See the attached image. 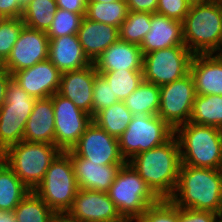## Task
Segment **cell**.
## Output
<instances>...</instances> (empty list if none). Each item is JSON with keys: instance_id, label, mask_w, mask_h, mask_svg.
<instances>
[{"instance_id": "cell-1", "label": "cell", "mask_w": 222, "mask_h": 222, "mask_svg": "<svg viewBox=\"0 0 222 222\" xmlns=\"http://www.w3.org/2000/svg\"><path fill=\"white\" fill-rule=\"evenodd\" d=\"M169 200L179 208L219 213L222 170L181 165L176 188Z\"/></svg>"}, {"instance_id": "cell-2", "label": "cell", "mask_w": 222, "mask_h": 222, "mask_svg": "<svg viewBox=\"0 0 222 222\" xmlns=\"http://www.w3.org/2000/svg\"><path fill=\"white\" fill-rule=\"evenodd\" d=\"M127 162L160 199L170 198L182 164L175 136L161 146L136 154Z\"/></svg>"}, {"instance_id": "cell-3", "label": "cell", "mask_w": 222, "mask_h": 222, "mask_svg": "<svg viewBox=\"0 0 222 222\" xmlns=\"http://www.w3.org/2000/svg\"><path fill=\"white\" fill-rule=\"evenodd\" d=\"M183 40L193 54L218 53L222 48V1L192 3L183 21Z\"/></svg>"}, {"instance_id": "cell-4", "label": "cell", "mask_w": 222, "mask_h": 222, "mask_svg": "<svg viewBox=\"0 0 222 222\" xmlns=\"http://www.w3.org/2000/svg\"><path fill=\"white\" fill-rule=\"evenodd\" d=\"M181 165L201 168L222 169V141L215 126L188 122L174 129Z\"/></svg>"}, {"instance_id": "cell-5", "label": "cell", "mask_w": 222, "mask_h": 222, "mask_svg": "<svg viewBox=\"0 0 222 222\" xmlns=\"http://www.w3.org/2000/svg\"><path fill=\"white\" fill-rule=\"evenodd\" d=\"M79 190L71 157L61 151L51 162L42 182L33 190L56 215H65Z\"/></svg>"}, {"instance_id": "cell-6", "label": "cell", "mask_w": 222, "mask_h": 222, "mask_svg": "<svg viewBox=\"0 0 222 222\" xmlns=\"http://www.w3.org/2000/svg\"><path fill=\"white\" fill-rule=\"evenodd\" d=\"M60 152L52 144L22 140L4 151V161L33 191L42 182L51 162Z\"/></svg>"}, {"instance_id": "cell-7", "label": "cell", "mask_w": 222, "mask_h": 222, "mask_svg": "<svg viewBox=\"0 0 222 222\" xmlns=\"http://www.w3.org/2000/svg\"><path fill=\"white\" fill-rule=\"evenodd\" d=\"M107 193L126 222H132L160 200L128 162L122 165Z\"/></svg>"}, {"instance_id": "cell-8", "label": "cell", "mask_w": 222, "mask_h": 222, "mask_svg": "<svg viewBox=\"0 0 222 222\" xmlns=\"http://www.w3.org/2000/svg\"><path fill=\"white\" fill-rule=\"evenodd\" d=\"M173 136L174 129L158 115H133L118 143L127 162L136 154L161 146Z\"/></svg>"}, {"instance_id": "cell-9", "label": "cell", "mask_w": 222, "mask_h": 222, "mask_svg": "<svg viewBox=\"0 0 222 222\" xmlns=\"http://www.w3.org/2000/svg\"><path fill=\"white\" fill-rule=\"evenodd\" d=\"M35 101L36 98L28 94L15 80L9 82L5 103L0 109V146L4 151L23 140Z\"/></svg>"}, {"instance_id": "cell-10", "label": "cell", "mask_w": 222, "mask_h": 222, "mask_svg": "<svg viewBox=\"0 0 222 222\" xmlns=\"http://www.w3.org/2000/svg\"><path fill=\"white\" fill-rule=\"evenodd\" d=\"M194 54L185 46L177 45L144 54L143 80L162 86L190 73Z\"/></svg>"}, {"instance_id": "cell-11", "label": "cell", "mask_w": 222, "mask_h": 222, "mask_svg": "<svg viewBox=\"0 0 222 222\" xmlns=\"http://www.w3.org/2000/svg\"><path fill=\"white\" fill-rule=\"evenodd\" d=\"M196 96L194 81L189 73L179 80L160 86L158 116L173 129L189 122Z\"/></svg>"}, {"instance_id": "cell-12", "label": "cell", "mask_w": 222, "mask_h": 222, "mask_svg": "<svg viewBox=\"0 0 222 222\" xmlns=\"http://www.w3.org/2000/svg\"><path fill=\"white\" fill-rule=\"evenodd\" d=\"M55 141L61 151L70 150L81 138L92 116L78 108L71 100L55 93L53 95Z\"/></svg>"}, {"instance_id": "cell-13", "label": "cell", "mask_w": 222, "mask_h": 222, "mask_svg": "<svg viewBox=\"0 0 222 222\" xmlns=\"http://www.w3.org/2000/svg\"><path fill=\"white\" fill-rule=\"evenodd\" d=\"M79 157L99 165L125 164L118 139L108 134L92 121L79 141L71 148Z\"/></svg>"}, {"instance_id": "cell-14", "label": "cell", "mask_w": 222, "mask_h": 222, "mask_svg": "<svg viewBox=\"0 0 222 222\" xmlns=\"http://www.w3.org/2000/svg\"><path fill=\"white\" fill-rule=\"evenodd\" d=\"M66 215L78 222H126L107 192L79 189Z\"/></svg>"}, {"instance_id": "cell-15", "label": "cell", "mask_w": 222, "mask_h": 222, "mask_svg": "<svg viewBox=\"0 0 222 222\" xmlns=\"http://www.w3.org/2000/svg\"><path fill=\"white\" fill-rule=\"evenodd\" d=\"M49 57V38L44 31L24 26L4 67L13 75L15 72L34 66Z\"/></svg>"}, {"instance_id": "cell-16", "label": "cell", "mask_w": 222, "mask_h": 222, "mask_svg": "<svg viewBox=\"0 0 222 222\" xmlns=\"http://www.w3.org/2000/svg\"><path fill=\"white\" fill-rule=\"evenodd\" d=\"M12 78L28 94L40 99L51 97L58 92L61 72L47 59L32 67L15 72Z\"/></svg>"}, {"instance_id": "cell-17", "label": "cell", "mask_w": 222, "mask_h": 222, "mask_svg": "<svg viewBox=\"0 0 222 222\" xmlns=\"http://www.w3.org/2000/svg\"><path fill=\"white\" fill-rule=\"evenodd\" d=\"M97 73L93 63L80 70L61 73L57 93L92 116L93 85Z\"/></svg>"}, {"instance_id": "cell-18", "label": "cell", "mask_w": 222, "mask_h": 222, "mask_svg": "<svg viewBox=\"0 0 222 222\" xmlns=\"http://www.w3.org/2000/svg\"><path fill=\"white\" fill-rule=\"evenodd\" d=\"M70 157L79 189L108 192L123 164L99 165L77 156L71 149Z\"/></svg>"}, {"instance_id": "cell-19", "label": "cell", "mask_w": 222, "mask_h": 222, "mask_svg": "<svg viewBox=\"0 0 222 222\" xmlns=\"http://www.w3.org/2000/svg\"><path fill=\"white\" fill-rule=\"evenodd\" d=\"M190 74L197 95H222V58L218 53L194 54Z\"/></svg>"}, {"instance_id": "cell-20", "label": "cell", "mask_w": 222, "mask_h": 222, "mask_svg": "<svg viewBox=\"0 0 222 222\" xmlns=\"http://www.w3.org/2000/svg\"><path fill=\"white\" fill-rule=\"evenodd\" d=\"M177 45H185L183 22L158 13H152L150 30L144 36L140 45L143 55Z\"/></svg>"}, {"instance_id": "cell-21", "label": "cell", "mask_w": 222, "mask_h": 222, "mask_svg": "<svg viewBox=\"0 0 222 222\" xmlns=\"http://www.w3.org/2000/svg\"><path fill=\"white\" fill-rule=\"evenodd\" d=\"M143 56L140 46L119 38L93 64L99 74L115 70H143Z\"/></svg>"}, {"instance_id": "cell-22", "label": "cell", "mask_w": 222, "mask_h": 222, "mask_svg": "<svg viewBox=\"0 0 222 222\" xmlns=\"http://www.w3.org/2000/svg\"><path fill=\"white\" fill-rule=\"evenodd\" d=\"M48 59L61 73L80 70L92 64L85 55L77 34L49 39Z\"/></svg>"}, {"instance_id": "cell-23", "label": "cell", "mask_w": 222, "mask_h": 222, "mask_svg": "<svg viewBox=\"0 0 222 222\" xmlns=\"http://www.w3.org/2000/svg\"><path fill=\"white\" fill-rule=\"evenodd\" d=\"M55 120L53 96L36 99L29 116L23 140L54 145Z\"/></svg>"}, {"instance_id": "cell-24", "label": "cell", "mask_w": 222, "mask_h": 222, "mask_svg": "<svg viewBox=\"0 0 222 222\" xmlns=\"http://www.w3.org/2000/svg\"><path fill=\"white\" fill-rule=\"evenodd\" d=\"M77 35L85 55L93 63L99 55L119 39V29L84 17Z\"/></svg>"}, {"instance_id": "cell-25", "label": "cell", "mask_w": 222, "mask_h": 222, "mask_svg": "<svg viewBox=\"0 0 222 222\" xmlns=\"http://www.w3.org/2000/svg\"><path fill=\"white\" fill-rule=\"evenodd\" d=\"M30 189L19 179L12 169L0 162V211H13Z\"/></svg>"}, {"instance_id": "cell-26", "label": "cell", "mask_w": 222, "mask_h": 222, "mask_svg": "<svg viewBox=\"0 0 222 222\" xmlns=\"http://www.w3.org/2000/svg\"><path fill=\"white\" fill-rule=\"evenodd\" d=\"M123 102L133 115H157L160 108V86L143 80Z\"/></svg>"}, {"instance_id": "cell-27", "label": "cell", "mask_w": 222, "mask_h": 222, "mask_svg": "<svg viewBox=\"0 0 222 222\" xmlns=\"http://www.w3.org/2000/svg\"><path fill=\"white\" fill-rule=\"evenodd\" d=\"M189 122L198 125H222V95L195 96Z\"/></svg>"}, {"instance_id": "cell-28", "label": "cell", "mask_w": 222, "mask_h": 222, "mask_svg": "<svg viewBox=\"0 0 222 222\" xmlns=\"http://www.w3.org/2000/svg\"><path fill=\"white\" fill-rule=\"evenodd\" d=\"M133 114L123 101H118L108 108L99 111L93 118L100 128L115 138H119L127 129Z\"/></svg>"}, {"instance_id": "cell-29", "label": "cell", "mask_w": 222, "mask_h": 222, "mask_svg": "<svg viewBox=\"0 0 222 222\" xmlns=\"http://www.w3.org/2000/svg\"><path fill=\"white\" fill-rule=\"evenodd\" d=\"M16 222H54L56 214L34 191L20 201L13 210Z\"/></svg>"}, {"instance_id": "cell-30", "label": "cell", "mask_w": 222, "mask_h": 222, "mask_svg": "<svg viewBox=\"0 0 222 222\" xmlns=\"http://www.w3.org/2000/svg\"><path fill=\"white\" fill-rule=\"evenodd\" d=\"M55 0H30L24 7L22 20L25 26L46 32L57 11Z\"/></svg>"}, {"instance_id": "cell-31", "label": "cell", "mask_w": 222, "mask_h": 222, "mask_svg": "<svg viewBox=\"0 0 222 222\" xmlns=\"http://www.w3.org/2000/svg\"><path fill=\"white\" fill-rule=\"evenodd\" d=\"M126 1L88 2L85 18L120 28L128 14Z\"/></svg>"}, {"instance_id": "cell-32", "label": "cell", "mask_w": 222, "mask_h": 222, "mask_svg": "<svg viewBox=\"0 0 222 222\" xmlns=\"http://www.w3.org/2000/svg\"><path fill=\"white\" fill-rule=\"evenodd\" d=\"M100 74L107 80L119 101H124L143 82L142 70H115Z\"/></svg>"}, {"instance_id": "cell-33", "label": "cell", "mask_w": 222, "mask_h": 222, "mask_svg": "<svg viewBox=\"0 0 222 222\" xmlns=\"http://www.w3.org/2000/svg\"><path fill=\"white\" fill-rule=\"evenodd\" d=\"M151 17L152 13L128 11L126 19L119 28V38L140 46L150 30Z\"/></svg>"}, {"instance_id": "cell-34", "label": "cell", "mask_w": 222, "mask_h": 222, "mask_svg": "<svg viewBox=\"0 0 222 222\" xmlns=\"http://www.w3.org/2000/svg\"><path fill=\"white\" fill-rule=\"evenodd\" d=\"M85 14L57 8L52 24L45 32L49 39L77 34Z\"/></svg>"}, {"instance_id": "cell-35", "label": "cell", "mask_w": 222, "mask_h": 222, "mask_svg": "<svg viewBox=\"0 0 222 222\" xmlns=\"http://www.w3.org/2000/svg\"><path fill=\"white\" fill-rule=\"evenodd\" d=\"M132 222H178V206L169 199H160Z\"/></svg>"}, {"instance_id": "cell-36", "label": "cell", "mask_w": 222, "mask_h": 222, "mask_svg": "<svg viewBox=\"0 0 222 222\" xmlns=\"http://www.w3.org/2000/svg\"><path fill=\"white\" fill-rule=\"evenodd\" d=\"M24 26L22 18H3L0 22V58L3 62L9 57Z\"/></svg>"}, {"instance_id": "cell-37", "label": "cell", "mask_w": 222, "mask_h": 222, "mask_svg": "<svg viewBox=\"0 0 222 222\" xmlns=\"http://www.w3.org/2000/svg\"><path fill=\"white\" fill-rule=\"evenodd\" d=\"M118 101L107 80L101 74L97 73L93 85L92 118L99 111L110 107Z\"/></svg>"}, {"instance_id": "cell-38", "label": "cell", "mask_w": 222, "mask_h": 222, "mask_svg": "<svg viewBox=\"0 0 222 222\" xmlns=\"http://www.w3.org/2000/svg\"><path fill=\"white\" fill-rule=\"evenodd\" d=\"M191 4L190 0H158L156 13L183 22Z\"/></svg>"}, {"instance_id": "cell-39", "label": "cell", "mask_w": 222, "mask_h": 222, "mask_svg": "<svg viewBox=\"0 0 222 222\" xmlns=\"http://www.w3.org/2000/svg\"><path fill=\"white\" fill-rule=\"evenodd\" d=\"M218 213L178 207V222H214Z\"/></svg>"}, {"instance_id": "cell-40", "label": "cell", "mask_w": 222, "mask_h": 222, "mask_svg": "<svg viewBox=\"0 0 222 222\" xmlns=\"http://www.w3.org/2000/svg\"><path fill=\"white\" fill-rule=\"evenodd\" d=\"M23 10L18 0H0V15L3 18H21Z\"/></svg>"}, {"instance_id": "cell-41", "label": "cell", "mask_w": 222, "mask_h": 222, "mask_svg": "<svg viewBox=\"0 0 222 222\" xmlns=\"http://www.w3.org/2000/svg\"><path fill=\"white\" fill-rule=\"evenodd\" d=\"M129 11L156 13L158 0H125Z\"/></svg>"}, {"instance_id": "cell-42", "label": "cell", "mask_w": 222, "mask_h": 222, "mask_svg": "<svg viewBox=\"0 0 222 222\" xmlns=\"http://www.w3.org/2000/svg\"><path fill=\"white\" fill-rule=\"evenodd\" d=\"M57 7L69 12L86 14L88 0H55Z\"/></svg>"}, {"instance_id": "cell-43", "label": "cell", "mask_w": 222, "mask_h": 222, "mask_svg": "<svg viewBox=\"0 0 222 222\" xmlns=\"http://www.w3.org/2000/svg\"><path fill=\"white\" fill-rule=\"evenodd\" d=\"M12 79V74L5 67L0 69V109L5 103L6 90Z\"/></svg>"}, {"instance_id": "cell-44", "label": "cell", "mask_w": 222, "mask_h": 222, "mask_svg": "<svg viewBox=\"0 0 222 222\" xmlns=\"http://www.w3.org/2000/svg\"><path fill=\"white\" fill-rule=\"evenodd\" d=\"M0 222H16L13 211H0Z\"/></svg>"}, {"instance_id": "cell-45", "label": "cell", "mask_w": 222, "mask_h": 222, "mask_svg": "<svg viewBox=\"0 0 222 222\" xmlns=\"http://www.w3.org/2000/svg\"><path fill=\"white\" fill-rule=\"evenodd\" d=\"M54 222H78L70 219L66 214L65 215H56Z\"/></svg>"}, {"instance_id": "cell-46", "label": "cell", "mask_w": 222, "mask_h": 222, "mask_svg": "<svg viewBox=\"0 0 222 222\" xmlns=\"http://www.w3.org/2000/svg\"><path fill=\"white\" fill-rule=\"evenodd\" d=\"M117 1H125V0H88V2H117Z\"/></svg>"}, {"instance_id": "cell-47", "label": "cell", "mask_w": 222, "mask_h": 222, "mask_svg": "<svg viewBox=\"0 0 222 222\" xmlns=\"http://www.w3.org/2000/svg\"><path fill=\"white\" fill-rule=\"evenodd\" d=\"M18 1L20 5L24 8L29 3L30 0H18Z\"/></svg>"}, {"instance_id": "cell-48", "label": "cell", "mask_w": 222, "mask_h": 222, "mask_svg": "<svg viewBox=\"0 0 222 222\" xmlns=\"http://www.w3.org/2000/svg\"><path fill=\"white\" fill-rule=\"evenodd\" d=\"M4 160V150L0 146V162Z\"/></svg>"}, {"instance_id": "cell-49", "label": "cell", "mask_w": 222, "mask_h": 222, "mask_svg": "<svg viewBox=\"0 0 222 222\" xmlns=\"http://www.w3.org/2000/svg\"><path fill=\"white\" fill-rule=\"evenodd\" d=\"M214 222H222V215H217Z\"/></svg>"}, {"instance_id": "cell-50", "label": "cell", "mask_w": 222, "mask_h": 222, "mask_svg": "<svg viewBox=\"0 0 222 222\" xmlns=\"http://www.w3.org/2000/svg\"><path fill=\"white\" fill-rule=\"evenodd\" d=\"M4 68V62L3 60L0 58V69H3Z\"/></svg>"}, {"instance_id": "cell-51", "label": "cell", "mask_w": 222, "mask_h": 222, "mask_svg": "<svg viewBox=\"0 0 222 222\" xmlns=\"http://www.w3.org/2000/svg\"><path fill=\"white\" fill-rule=\"evenodd\" d=\"M218 129H219L220 138H221V141H222V125Z\"/></svg>"}, {"instance_id": "cell-52", "label": "cell", "mask_w": 222, "mask_h": 222, "mask_svg": "<svg viewBox=\"0 0 222 222\" xmlns=\"http://www.w3.org/2000/svg\"><path fill=\"white\" fill-rule=\"evenodd\" d=\"M192 3H195V2H202V1H207V0H190Z\"/></svg>"}, {"instance_id": "cell-53", "label": "cell", "mask_w": 222, "mask_h": 222, "mask_svg": "<svg viewBox=\"0 0 222 222\" xmlns=\"http://www.w3.org/2000/svg\"><path fill=\"white\" fill-rule=\"evenodd\" d=\"M219 215H222V202H221V208H220V211L218 213Z\"/></svg>"}, {"instance_id": "cell-54", "label": "cell", "mask_w": 222, "mask_h": 222, "mask_svg": "<svg viewBox=\"0 0 222 222\" xmlns=\"http://www.w3.org/2000/svg\"><path fill=\"white\" fill-rule=\"evenodd\" d=\"M218 54H219L220 57L222 58V48H221V50L218 52Z\"/></svg>"}]
</instances>
